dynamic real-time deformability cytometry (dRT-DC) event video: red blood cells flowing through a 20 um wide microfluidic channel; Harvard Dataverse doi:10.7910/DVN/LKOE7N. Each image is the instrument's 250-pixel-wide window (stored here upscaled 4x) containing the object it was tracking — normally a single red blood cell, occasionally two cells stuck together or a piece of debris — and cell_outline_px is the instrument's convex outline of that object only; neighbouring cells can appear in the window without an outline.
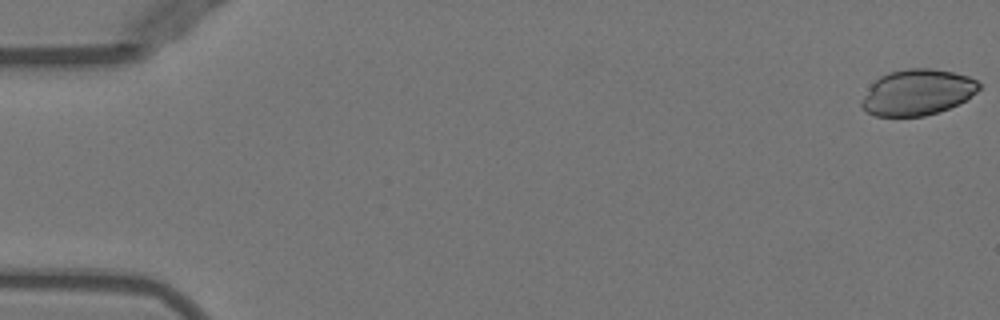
{"species": "Egyptian fruit bat (a non-hibernating species)", "species_latin": "Rousettus aegyptiacus", "temperature_condition": "warm", "stored_images_in_passage": 51, "camera_frame_rate_fps": 3000, "um_per_image_px": 0.085, "animal": {"sex": "female"}, "frame": {"image": 1, "passage_image": 1, "time_ms": 0.0, "image_size_px": [1000, 320], "cell_outline_px": [[980, 88], [976, 92], [964, 100], [948, 108], [924, 116], [876, 116], [868, 112], [860, 104], [864, 96], [872, 84], [880, 76], [888, 72], [908, 68], [932, 68], [952, 72], [968, 76], [976, 80], [980, 84]], "centroid_in_image_um": [77.97, 7.83], "position_along_channel_um": 7.0, "area_um2": 30.98}}